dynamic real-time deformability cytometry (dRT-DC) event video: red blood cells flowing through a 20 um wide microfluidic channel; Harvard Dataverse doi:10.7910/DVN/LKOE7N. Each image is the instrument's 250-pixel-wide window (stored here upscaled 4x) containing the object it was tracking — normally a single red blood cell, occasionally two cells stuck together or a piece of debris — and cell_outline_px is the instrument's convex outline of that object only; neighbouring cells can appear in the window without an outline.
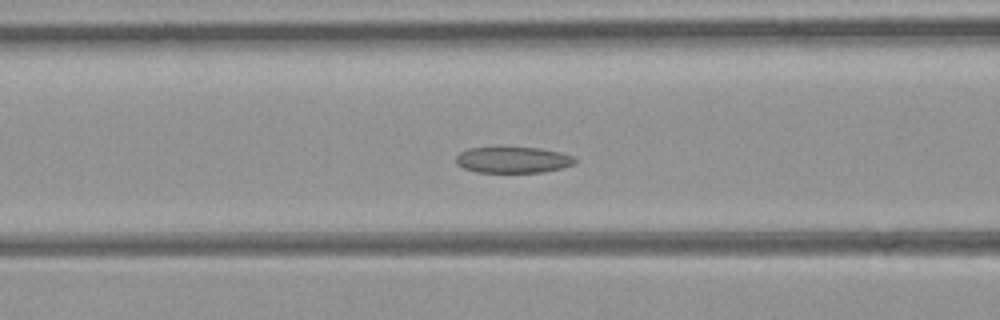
{"species": "common noctule bat (a hibernating species)", "species_latin": "Nyctalus noctula", "temperature_condition": "room temperature", "stored_images_in_passage": 47, "camera_frame_rate_fps": 3000, "um_per_image_px": 0.085, "animal": {"sex": "female", "body_mass_g": 21.9}, "frame": {"image": 1, "passage_image": 18, "time_ms": 5.667, "image_size_px": [1000, 320], "cell_outline_px": [[580, 160], [576, 164], [544, 172], [476, 172], [464, 168], [456, 164], [456, 156], [460, 152], [468, 148], [540, 148], [560, 152], [576, 156]], "centroid_in_image_um": [43.66, 13.59], "position_along_channel_um": 122.9, "area_um2": 18.21}}
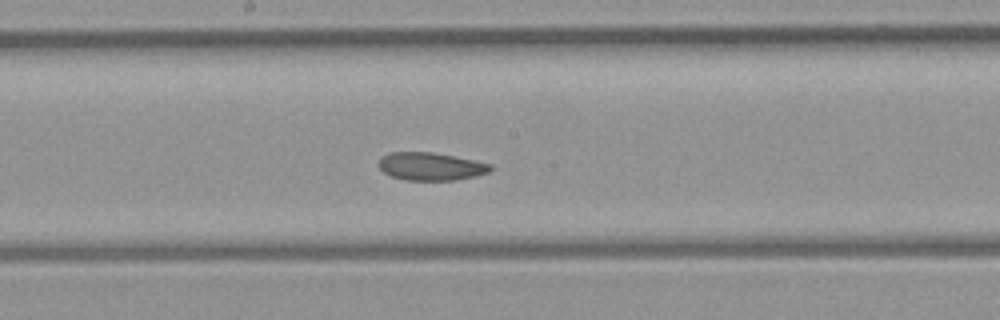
{"frame": {"image": 2, "passage_image": 24, "time_ms": 7.667, "image_size_px": [1000, 320], "cell_outline_px": [[492, 168], [488, 172], [476, 176], [456, 180], [404, 180], [392, 176], [384, 172], [376, 164], [380, 156], [388, 152], [432, 152], [492, 164]], "centroid_in_image_um": [36.56, 14.14], "position_along_channel_um": 211.6, "area_um2": 18.21}}
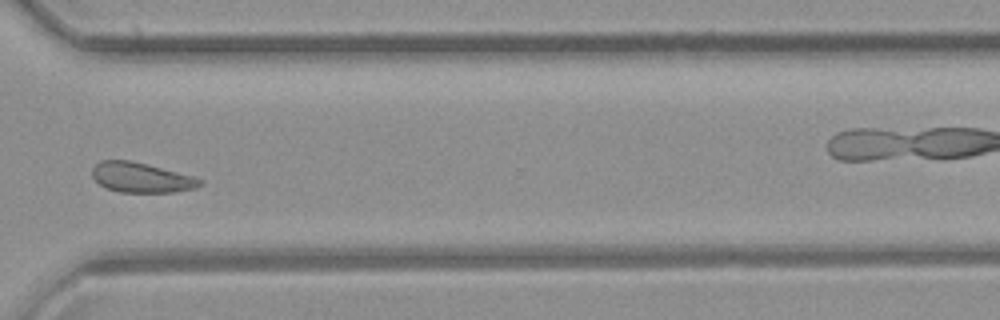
{"frame": {"image": 3, "passage_image": 34, "time_ms": 11.0, "image_size_px": [1000, 320], "cell_outline_px": [[204, 180], [196, 188], [172, 192], [120, 192], [108, 188], [100, 184], [92, 176], [92, 168], [100, 160], [128, 160], [148, 164], [192, 176]], "centroid_in_image_um": [11.99, 15.08], "position_along_channel_um": 358.6, "area_um2": 18.61}, "authors_computed_cell_mechanics": {"area_um2": 20.0566, "velocity_mm_per_s": 4.4201, "shape_relaxation_time_tau1_ms": null, "shape_relaxation_time_tau2_ms": 1.9371, "deformation_change_tau1": null, "deformation_change_tau2": 0.0682}}